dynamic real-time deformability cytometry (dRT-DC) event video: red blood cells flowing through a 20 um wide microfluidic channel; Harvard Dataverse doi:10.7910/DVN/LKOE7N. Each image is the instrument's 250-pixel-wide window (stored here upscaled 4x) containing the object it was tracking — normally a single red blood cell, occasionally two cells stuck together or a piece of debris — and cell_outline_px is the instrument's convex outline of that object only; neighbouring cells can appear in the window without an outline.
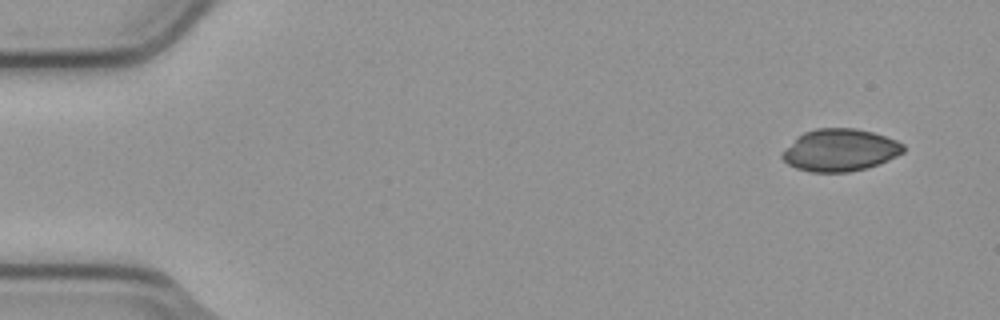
{"species": "common noctule bat (a hibernating species)", "species_latin": "Nyctalus noctula", "temperature_condition": "cold", "stored_images_in_passage": 4, "camera_frame_rate_fps": 3000, "um_per_image_px": 0.085, "animal": {"sex": "male", "body_mass_g": 23.1, "forearm_length_mm": 52.7}, "frame": {"image": 1, "passage_image": 1, "time_ms": 0.0, "image_size_px": [1000, 320], "cell_outline_px": [[904, 152], [888, 160], [864, 168], [848, 172], [812, 172], [796, 168], [788, 164], [780, 156], [780, 152], [796, 136], [804, 132], [816, 128], [856, 128], [872, 132], [896, 140], [904, 144]], "centroid_in_image_um": [71.35, 12.75], "position_along_channel_um": 13.7, "area_um2": 29.88}}